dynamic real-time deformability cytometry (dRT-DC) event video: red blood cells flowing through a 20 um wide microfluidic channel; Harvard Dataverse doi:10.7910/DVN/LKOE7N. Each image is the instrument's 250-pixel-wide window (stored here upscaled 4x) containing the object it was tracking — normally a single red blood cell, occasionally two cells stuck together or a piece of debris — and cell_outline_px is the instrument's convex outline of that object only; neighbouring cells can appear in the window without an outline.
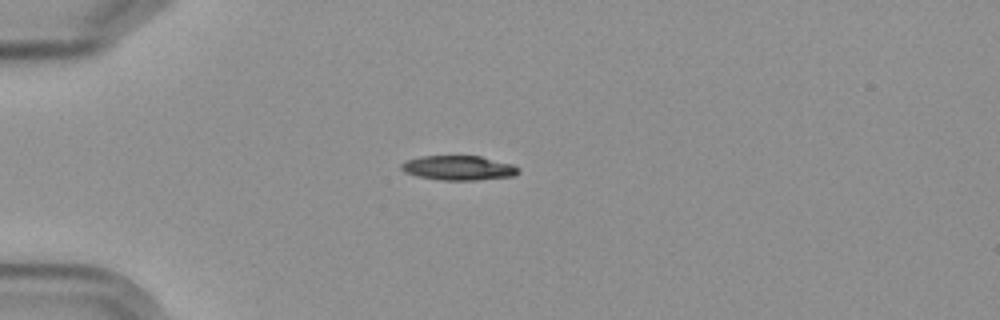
{"species": "Egyptian fruit bat (a non-hibernating species)", "species_latin": "Rousettus aegyptiacus", "temperature_condition": "cold", "stored_images_in_passage": 6, "camera_frame_rate_fps": 3000, "um_per_image_px": 0.085, "frame": {"image": 1, "passage_image": 1, "time_ms": 0.0, "image_size_px": [1000, 320], "cell_outline_px": [[520, 172], [516, 176], [476, 180], [444, 180], [416, 176], [404, 172], [400, 168], [400, 164], [408, 160], [420, 156], [480, 156], [512, 164]], "centroid_in_image_um": [38.96, 14.27], "position_along_channel_um": 46.0, "area_um2": 16.7}}
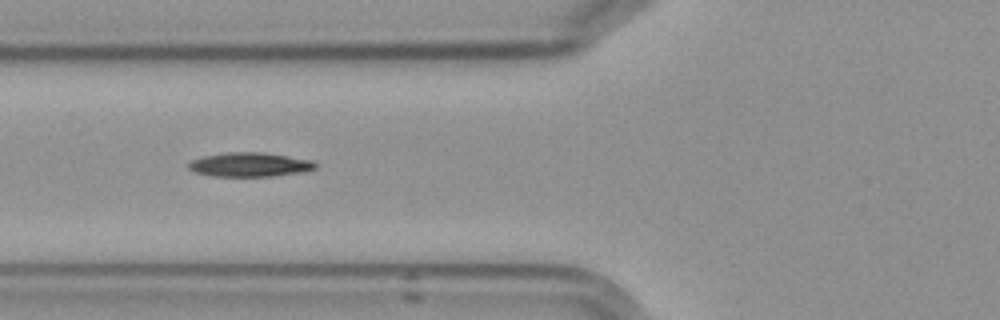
{"frame": {"image": 2, "passage_image": 3, "time_ms": 2.333, "image_size_px": [1000, 320], "cell_outline_px": [[316, 168], [300, 172], [272, 176], [212, 176], [196, 172], [188, 168], [188, 164], [192, 160], [204, 156], [228, 152], [260, 152], [288, 156], [312, 160], [316, 164]], "centroid_in_image_um": [21.22, 13.99], "position_along_channel_um": 104.6, "area_um2": 17.63}}